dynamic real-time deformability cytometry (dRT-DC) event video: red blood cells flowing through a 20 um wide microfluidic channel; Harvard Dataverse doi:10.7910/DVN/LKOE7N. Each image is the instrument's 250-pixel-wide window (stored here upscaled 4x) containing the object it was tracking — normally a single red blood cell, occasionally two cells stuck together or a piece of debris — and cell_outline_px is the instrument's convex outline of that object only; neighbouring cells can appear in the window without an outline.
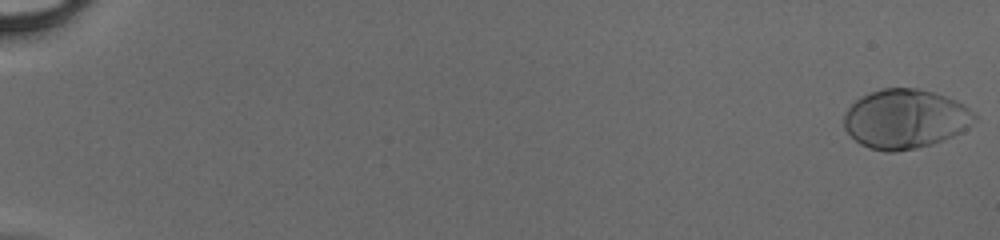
{"species": "human", "species_latin": "Homo sapiens", "temperature_condition": "cold", "stored_images_in_passage": 50, "camera_frame_rate_fps": 3000, "um_per_image_px": 0.085, "donor": {"sex": "male"}, "frame": {"image": 1, "passage_image": 1, "time_ms": 0.0, "image_size_px": [1000, 240], "cell_outline_px": [[976, 120], [972, 124], [960, 132], [944, 140], [932, 144], [916, 148], [892, 152], [884, 152], [868, 148], [860, 144], [844, 128], [844, 116], [848, 108], [856, 100], [872, 92], [884, 88], [916, 88], [932, 92], [956, 100], [964, 104], [976, 116]], "centroid_in_image_um": [76.95, 10.12], "position_along_channel_um": 8.1, "area_um2": 44.85}}
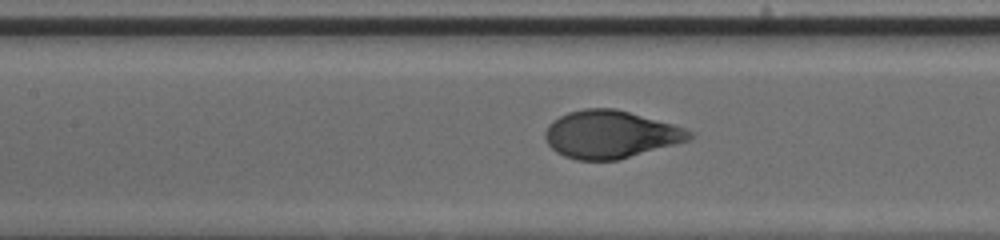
{"frame": {"image": 2, "passage_image": 26, "time_ms": 8.333, "image_size_px": [1000, 240], "cell_outline_px": [[692, 136], [688, 140], [616, 160], [576, 160], [564, 156], [556, 152], [548, 144], [544, 136], [544, 132], [548, 124], [552, 120], [568, 112], [584, 108], [616, 108], [672, 124], [684, 128], [692, 132]], "centroid_in_image_um": [51.82, 11.41], "position_along_channel_um": 155.6, "area_um2": 39.77}}
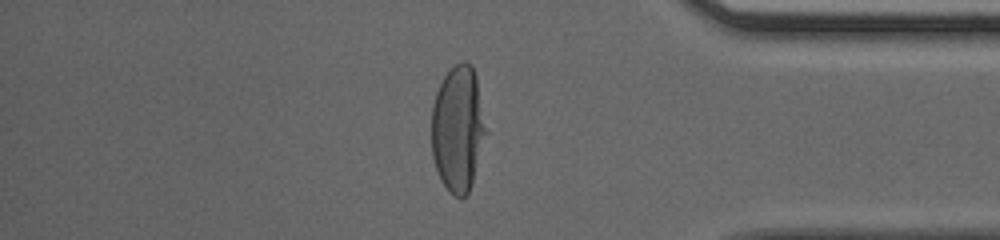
{"frame": {"image": 3, "passage_image": 44, "time_ms": 14.333, "image_size_px": [1000, 240], "cell_outline_px": [[488, 132], [468, 192], [460, 200], [452, 196], [448, 192], [440, 180], [432, 156], [432, 104], [436, 92], [444, 76], [460, 60], [464, 60], [472, 64], [476, 76]], "centroid_in_image_um": [38.93, 10.95], "position_along_channel_um": 396.3, "area_um2": 40.34}}